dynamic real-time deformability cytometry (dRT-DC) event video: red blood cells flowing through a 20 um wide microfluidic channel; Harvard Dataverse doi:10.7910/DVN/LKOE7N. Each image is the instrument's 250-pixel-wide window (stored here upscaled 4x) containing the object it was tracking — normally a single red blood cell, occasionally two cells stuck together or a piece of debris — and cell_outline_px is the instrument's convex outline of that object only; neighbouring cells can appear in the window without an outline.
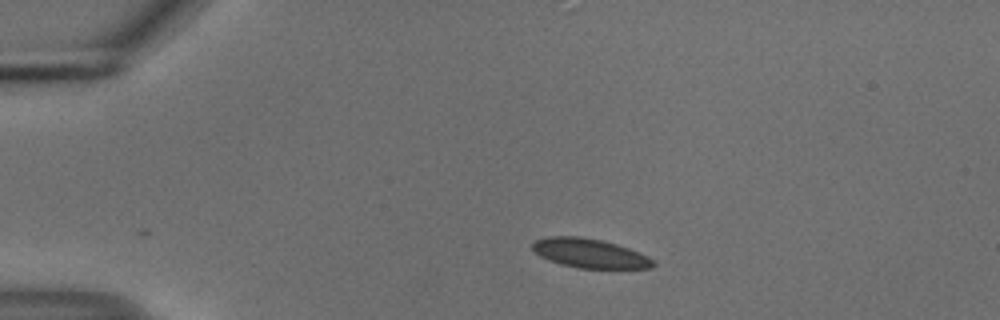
{"species": "common noctule bat (a hibernating species)", "species_latin": "Nyctalus noctula", "temperature_condition": "cold", "stored_images_in_passage": 34, "camera_frame_rate_fps": 3000, "um_per_image_px": 0.085, "animal": {"sex": "male", "body_mass_g": 18.8}, "frame": {"image": 1, "passage_image": 1, "time_ms": 0.0, "image_size_px": [1000, 320], "cell_outline_px": [[656, 264], [652, 268], [580, 268], [560, 264], [548, 260], [540, 256], [532, 248], [532, 244], [536, 240], [548, 236], [580, 236], [604, 240], [628, 248], [648, 256]], "centroid_in_image_um": [50.12, 21.52], "position_along_channel_um": 34.9, "area_um2": 20.52}}
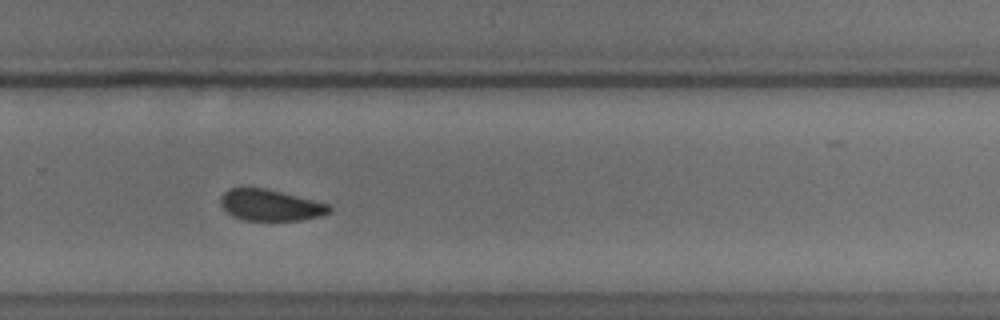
{"frame": {"image": 2, "passage_image": 27, "time_ms": 8.667, "image_size_px": [1000, 320], "cell_outline_px": [[332, 212], [320, 216], [300, 220], [244, 220], [232, 216], [220, 204], [220, 196], [224, 192], [232, 188], [264, 188], [332, 204]], "centroid_in_image_um": [23.02, 17.44], "position_along_channel_um": 306.8, "area_um2": 19.83}}
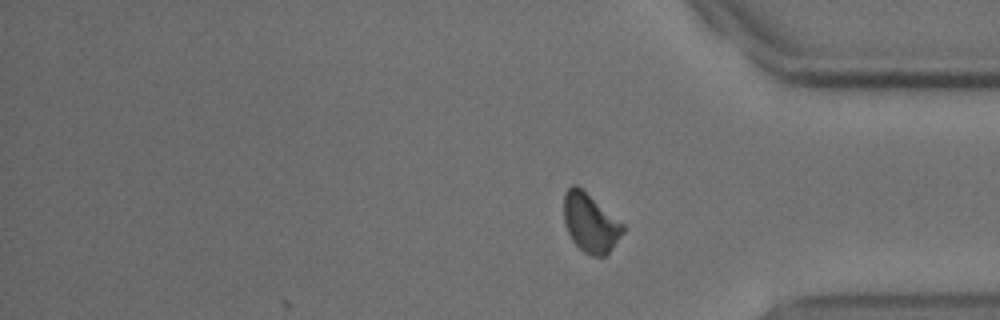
{"frame": {"image": 3, "passage_image": 34, "time_ms": 11.0, "image_size_px": [1000, 320], "cell_outline_px": [[624, 232], [612, 248], [604, 256], [592, 256], [584, 252], [572, 240], [568, 232], [564, 220], [564, 192], [572, 184], [576, 184], [624, 224]], "centroid_in_image_um": [50.17, 18.94], "position_along_channel_um": 385.0, "area_um2": 20.0}, "authors_computed_cell_mechanics": {"area_um2": 20.9236, "velocity_mm_per_s": 3.7074, "shape_relaxation_time_tau1_ms": 3.0193, "shape_relaxation_time_tau2_ms": 3.6293, "deformation_change_tau1": 0.0685, "deformation_change_tau2": 0.0687}}